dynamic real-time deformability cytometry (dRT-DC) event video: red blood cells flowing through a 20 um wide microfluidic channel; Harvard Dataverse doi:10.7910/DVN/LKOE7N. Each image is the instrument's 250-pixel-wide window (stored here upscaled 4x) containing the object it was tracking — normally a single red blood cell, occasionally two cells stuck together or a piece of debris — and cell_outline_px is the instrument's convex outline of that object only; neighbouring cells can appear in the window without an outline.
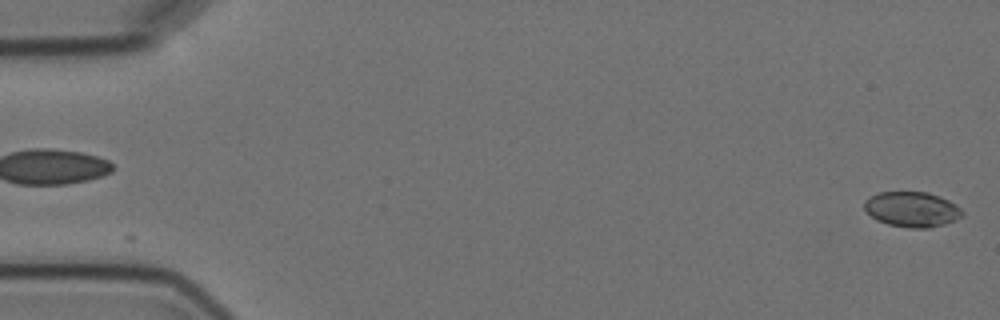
{"species": "Egyptian fruit bat (a non-hibernating species)", "species_latin": "Rousettus aegyptiacus", "temperature_condition": "cold", "stored_images_in_passage": 6, "camera_frame_rate_fps": 3000, "um_per_image_px": 0.085, "animal": {"sex": "female"}, "frame": {"image": 1, "passage_image": 6, "time_ms": 5.667, "image_size_px": [1000, 320], "cell_outline_px": [[964, 216], [956, 220], [944, 224], [928, 228], [908, 228], [888, 224], [876, 220], [864, 208], [864, 200], [876, 192], [928, 192], [940, 196], [956, 204], [964, 212]], "centroid_in_image_um": [77.53, 17.79], "position_along_channel_um": 7.5, "area_um2": 20.29}}